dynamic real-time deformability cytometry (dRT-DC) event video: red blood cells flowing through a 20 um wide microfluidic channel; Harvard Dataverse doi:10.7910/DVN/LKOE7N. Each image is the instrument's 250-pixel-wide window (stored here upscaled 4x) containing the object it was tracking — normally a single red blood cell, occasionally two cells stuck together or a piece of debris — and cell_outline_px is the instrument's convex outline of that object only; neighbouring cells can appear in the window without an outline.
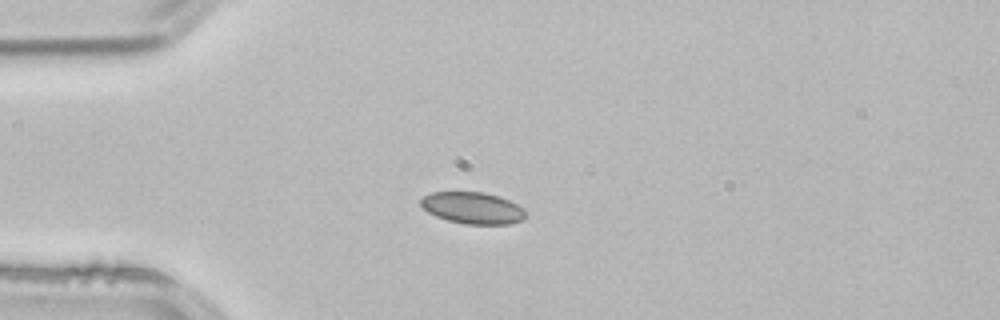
{"species": "common noctule bat (a hibernating species)", "species_latin": "Nyctalus noctula", "temperature_condition": "room temperature", "stored_images_in_passage": 2, "camera_frame_rate_fps": 3000, "um_per_image_px": 0.085, "animal": {"sex": "male", "body_mass_g": 21.5, "forearm_length_mm": 52.0}, "frame": {"image": 1, "passage_image": 2, "time_ms": 0.333, "image_size_px": [1000, 320], "cell_outline_px": [[524, 220], [508, 224], [464, 224], [448, 220], [436, 216], [428, 212], [420, 204], [420, 200], [424, 196], [432, 192], [484, 192], [508, 200], [524, 208]], "centroid_in_image_um": [40.16, 17.68], "position_along_channel_um": 44.8, "area_um2": 19.19}}